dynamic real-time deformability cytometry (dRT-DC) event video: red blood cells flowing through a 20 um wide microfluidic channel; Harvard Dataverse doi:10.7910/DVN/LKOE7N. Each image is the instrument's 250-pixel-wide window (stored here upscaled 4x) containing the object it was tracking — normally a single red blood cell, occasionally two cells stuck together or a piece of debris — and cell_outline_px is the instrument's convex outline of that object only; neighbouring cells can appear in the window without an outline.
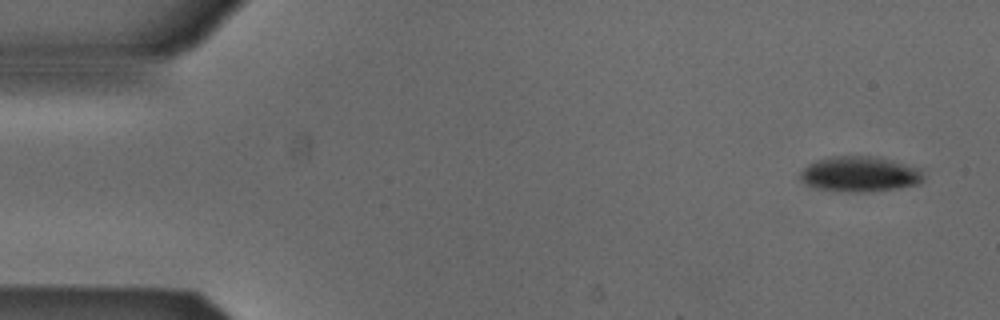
{"species": "Egyptian fruit bat (a non-hibernating species)", "species_latin": "Rousettus aegyptiacus", "temperature_condition": "cold", "stored_images_in_passage": 5, "camera_frame_rate_fps": 3000, "um_per_image_px": 0.085, "animal": {"sex": "male"}, "frame": {"image": 1, "passage_image": 1, "time_ms": 0.0, "image_size_px": [1000, 320], "cell_outline_px": [[924, 180], [920, 184], [896, 188], [864, 192], [848, 192], [816, 188], [808, 184], [800, 176], [800, 172], [808, 164], [816, 160], [828, 156], [876, 156], [924, 168]], "centroid_in_image_um": [73.16, 14.78], "position_along_channel_um": 11.8, "area_um2": 25.66}}
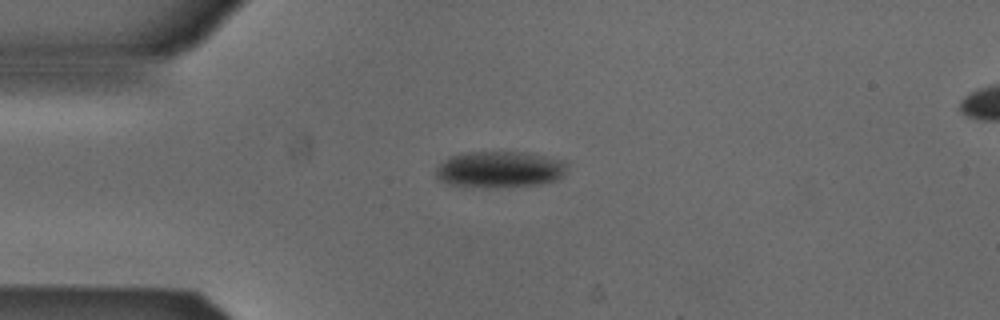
{"frame": {"image": 2, "passage_image": 3, "time_ms": 0.667, "image_size_px": [1000, 320], "cell_outline_px": [[568, 168], [564, 176], [556, 180], [540, 184], [448, 184], [440, 180], [436, 176], [436, 168], [448, 156], [468, 152], [528, 152], [564, 160], [568, 164]], "centroid_in_image_um": [42.54, 14.33], "position_along_channel_um": 42.5, "area_um2": 26.82}}
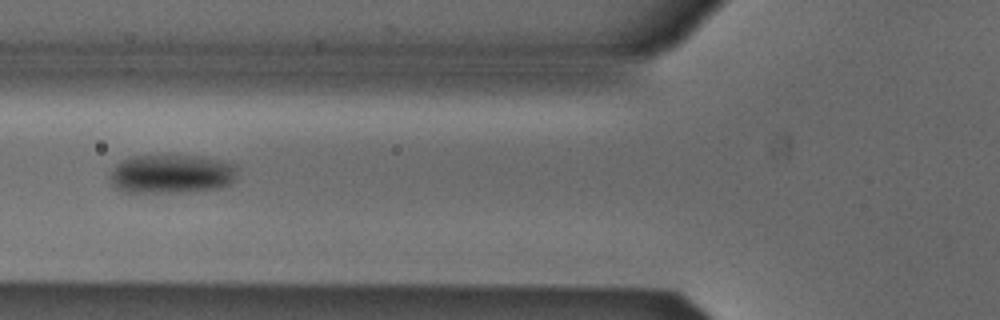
{"frame": {"image": 3, "passage_image": 5, "time_ms": 1.333, "image_size_px": [1000, 320], "cell_outline_px": [[236, 176], [232, 184], [220, 188], [188, 192], [124, 192], [116, 188], [112, 184], [108, 176], [112, 168], [120, 160], [132, 156], [200, 156], [236, 164]], "centroid_in_image_um": [14.56, 14.79], "position_along_channel_um": 111.2, "area_um2": 29.19}}